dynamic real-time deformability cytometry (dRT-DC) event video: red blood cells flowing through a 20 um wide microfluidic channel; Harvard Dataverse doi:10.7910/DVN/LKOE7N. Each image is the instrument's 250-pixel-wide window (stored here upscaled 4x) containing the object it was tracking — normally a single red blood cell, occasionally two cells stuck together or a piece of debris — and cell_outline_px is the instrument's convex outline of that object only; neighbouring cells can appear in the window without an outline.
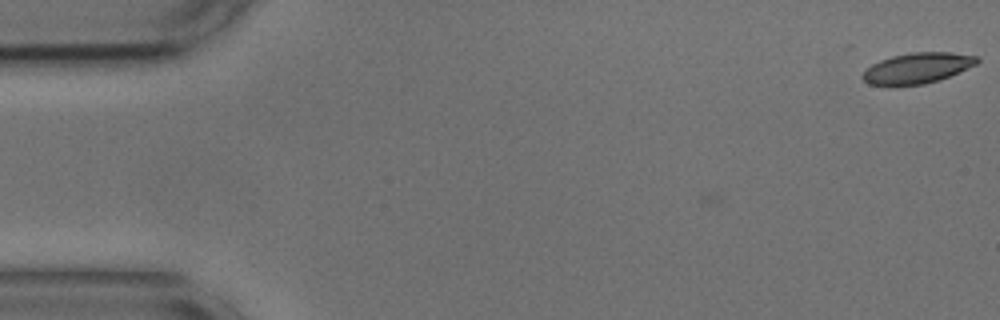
{"species": "common noctule bat (a hibernating species)", "species_latin": "Nyctalus noctula", "temperature_condition": "cold", "stored_images_in_passage": 3, "camera_frame_rate_fps": 3000, "um_per_image_px": 0.085, "animal": {"sex": "male", "body_mass_g": 17.9, "forearm_length_mm": 54.2}, "frame": {"image": 1, "passage_image": 1, "time_ms": 0.0, "image_size_px": [1000, 320], "cell_outline_px": [[980, 60], [976, 64], [940, 80], [924, 84], [892, 88], [884, 88], [868, 84], [860, 76], [872, 64], [880, 60], [892, 56], [912, 52], [952, 52], [976, 56]], "centroid_in_image_um": [77.9, 5.83], "position_along_channel_um": 7.1, "area_um2": 20.98}}